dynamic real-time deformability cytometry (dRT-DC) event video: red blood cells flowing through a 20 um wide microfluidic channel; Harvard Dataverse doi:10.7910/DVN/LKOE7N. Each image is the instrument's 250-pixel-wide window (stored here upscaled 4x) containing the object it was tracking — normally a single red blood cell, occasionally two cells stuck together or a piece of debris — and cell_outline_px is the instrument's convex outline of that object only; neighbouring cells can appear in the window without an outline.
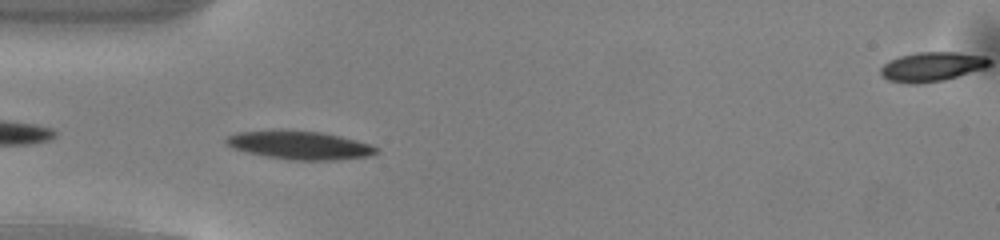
{"species": "common noctule bat (a hibernating species)", "species_latin": "Nyctalus noctula", "temperature_condition": "warm", "stored_images_in_passage": 36, "camera_frame_rate_fps": 3000, "um_per_image_px": 0.085, "animal": {"sex": "male", "body_mass_g": 13.0, "forearm_length_mm": 53.1}, "frame": {"image": 1, "passage_image": 2, "time_ms": 0.333, "image_size_px": [1000, 240], "cell_outline_px": [[380, 152], [372, 156], [340, 160], [288, 160], [244, 152], [232, 148], [224, 144], [224, 140], [228, 136], [236, 132], [280, 128], [324, 132], [356, 140], [380, 148]], "centroid_in_image_um": [25.44, 12.32], "position_along_channel_um": 59.6, "area_um2": 25.78}}
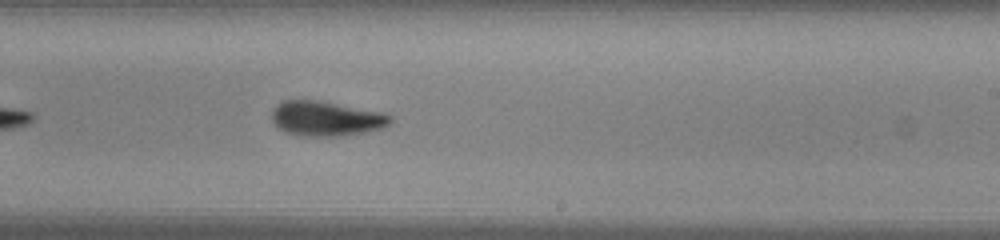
{"frame": {"image": 2, "passage_image": 17, "time_ms": 5.333, "image_size_px": [1000, 240], "cell_outline_px": [[392, 120], [384, 128], [364, 132], [340, 136], [304, 136], [288, 132], [280, 128], [272, 120], [272, 108], [280, 100], [316, 100], [384, 112], [392, 116]], "centroid_in_image_um": [27.73, 10.06], "position_along_channel_um": 261.3, "area_um2": 24.04}}
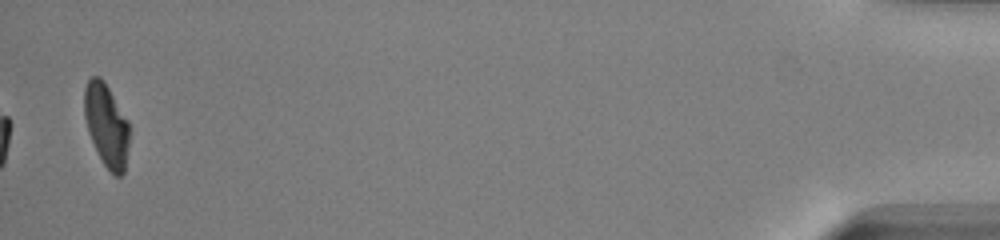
{"frame": {"image": 3, "passage_image": 36, "time_ms": 11.667, "image_size_px": [1000, 240], "cell_outline_px": [[128, 148], [124, 172], [120, 176], [116, 176], [104, 164], [88, 132], [84, 116], [84, 88], [88, 80], [92, 76], [100, 76], [104, 80], [128, 120]], "centroid_in_image_um": [9.04, 10.59], "position_along_channel_um": 426.2, "area_um2": 21.5}, "authors_computed_cell_mechanics": {"area_um2": 23.987, "velocity_mm_per_s": 4.0936, "shape_relaxation_time_tau1_ms": 2.921, "shape_relaxation_time_tau2_ms": 2.5974, "deformation_change_tau1": 0.1473, "deformation_change_tau2": 0.095}}